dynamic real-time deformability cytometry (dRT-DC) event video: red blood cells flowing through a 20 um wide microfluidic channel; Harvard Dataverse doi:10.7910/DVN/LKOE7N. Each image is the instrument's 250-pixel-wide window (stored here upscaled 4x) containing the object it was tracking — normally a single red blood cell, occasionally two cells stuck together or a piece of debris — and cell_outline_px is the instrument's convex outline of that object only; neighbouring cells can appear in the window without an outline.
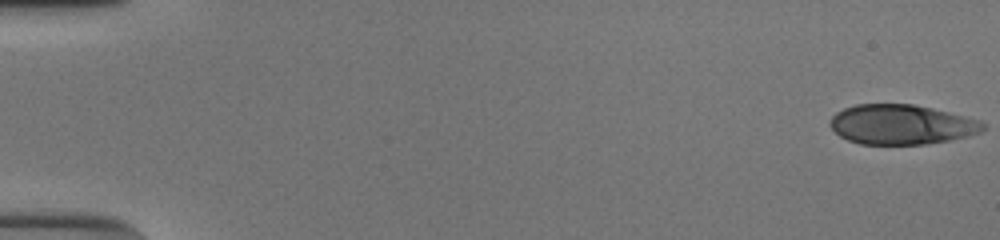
{"species": "human", "species_latin": "Homo sapiens", "temperature_condition": "cold", "stored_images_in_passage": 53, "camera_frame_rate_fps": 3000, "um_per_image_px": 0.085, "donor": {"sex": "male"}, "frame": {"image": 1, "passage_image": 1, "time_ms": 0.0, "image_size_px": [1000, 240], "cell_outline_px": [[984, 128], [980, 132], [968, 136], [948, 140], [924, 144], [860, 144], [848, 140], [840, 136], [828, 124], [832, 116], [836, 112], [844, 108], [856, 104], [912, 104], [932, 108], [980, 120], [984, 124]], "centroid_in_image_um": [76.59, 10.58], "position_along_channel_um": 8.4, "area_um2": 35.32}}
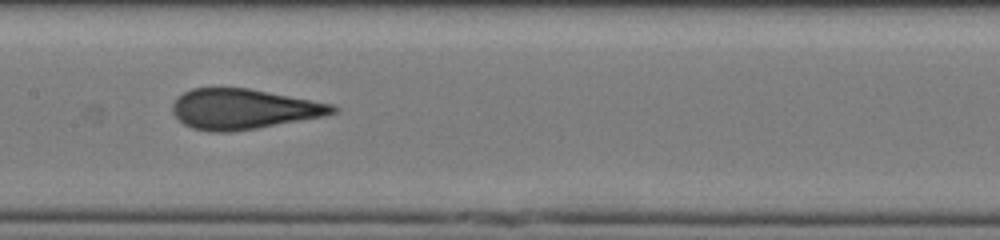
{"frame": {"image": 2, "passage_image": 28, "time_ms": 9.0, "image_size_px": [1000, 240], "cell_outline_px": [[340, 108], [336, 112], [324, 116], [256, 128], [228, 132], [208, 132], [192, 128], [184, 124], [172, 112], [172, 104], [184, 92], [192, 88], [248, 88], [332, 104]], "centroid_in_image_um": [20.68, 9.27], "position_along_channel_um": 186.7, "area_um2": 37.22}}
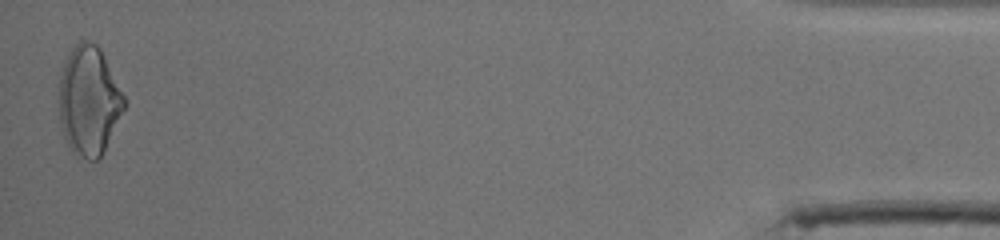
{"frame": {"image": 3, "passage_image": 53, "time_ms": 17.333, "image_size_px": [1000, 240], "cell_outline_px": [[124, 108], [100, 156], [96, 160], [88, 160], [72, 152], [64, 136], [60, 120], [60, 76], [64, 64], [72, 48], [80, 40], [88, 40], [96, 44], [100, 48], [124, 96]], "centroid_in_image_um": [7.54, 8.54], "position_along_channel_um": 427.7, "area_um2": 40.4}, "authors_computed_cell_mechanics": {"area_um2": 37.2232, "velocity_mm_per_s": 3.8706, "shape_relaxation_time_tau1_ms": 5.7774, "shape_relaxation_time_tau2_ms": 0.8759, "deformation_change_tau1": 0.163, "deformation_change_tau2": 0.0663}}